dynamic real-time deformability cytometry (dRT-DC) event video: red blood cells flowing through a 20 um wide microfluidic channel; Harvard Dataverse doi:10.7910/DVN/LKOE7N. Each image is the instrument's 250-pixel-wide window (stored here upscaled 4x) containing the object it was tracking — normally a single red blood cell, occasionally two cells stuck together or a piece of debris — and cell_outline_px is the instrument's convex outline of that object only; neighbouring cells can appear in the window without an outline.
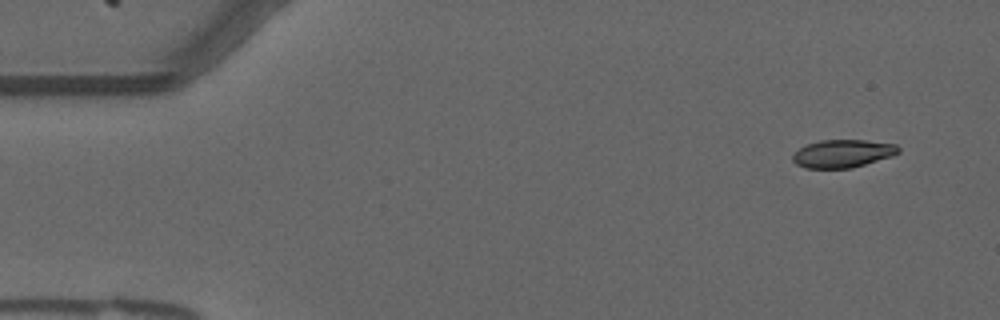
{"species": "common noctule bat (a hibernating species)", "species_latin": "Nyctalus noctula", "temperature_condition": "warm", "stored_images_in_passage": 34, "camera_frame_rate_fps": 3000, "um_per_image_px": 0.085, "animal": {"sex": "male", "forearm_length_mm": 52.5}, "frame": {"image": 1, "passage_image": 1, "time_ms": 0.0, "image_size_px": [1000, 320], "cell_outline_px": [[900, 152], [892, 156], [852, 168], [804, 168], [796, 164], [792, 160], [792, 156], [800, 148], [808, 144], [820, 140], [864, 140], [896, 144], [900, 148]], "centroid_in_image_um": [71.64, 13.05], "position_along_channel_um": 13.4, "area_um2": 17.17}}
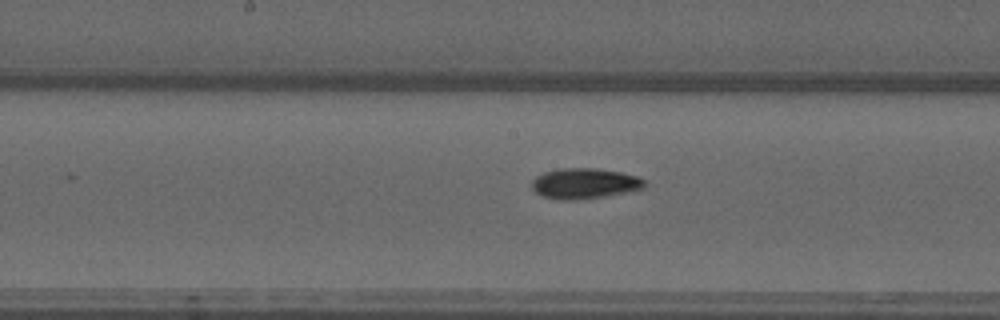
{"frame": {"image": 2, "passage_image": 25, "time_ms": 8.0, "image_size_px": [1000, 320], "cell_outline_px": [[644, 188], [604, 196], [568, 200], [564, 200], [544, 196], [536, 192], [532, 188], [532, 180], [536, 176], [544, 172], [560, 168], [596, 168], [620, 172], [636, 176], [644, 180]], "centroid_in_image_um": [49.65, 15.57], "position_along_channel_um": 198.5, "area_um2": 19.65}}
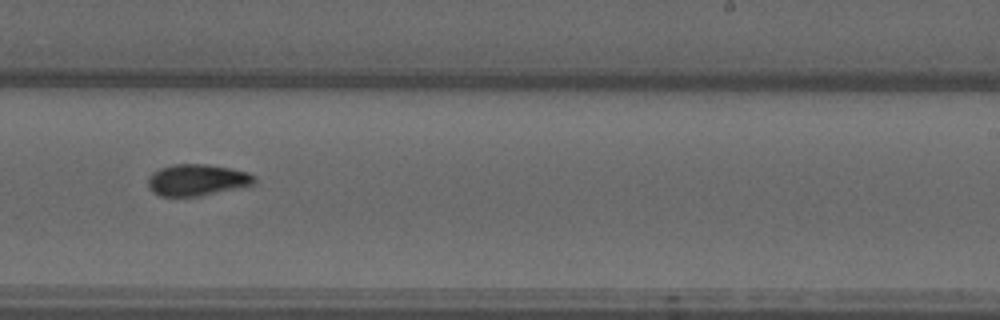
{"frame": {"image": 3, "passage_image": 31, "time_ms": 10.0, "image_size_px": [1000, 320], "cell_outline_px": [[256, 184], [244, 188], [200, 196], [160, 196], [152, 192], [148, 188], [148, 176], [152, 172], [160, 168], [172, 164], [204, 164], [228, 168], [248, 172], [256, 176]], "centroid_in_image_um": [16.78, 15.31], "position_along_channel_um": 272.2, "area_um2": 19.94}}